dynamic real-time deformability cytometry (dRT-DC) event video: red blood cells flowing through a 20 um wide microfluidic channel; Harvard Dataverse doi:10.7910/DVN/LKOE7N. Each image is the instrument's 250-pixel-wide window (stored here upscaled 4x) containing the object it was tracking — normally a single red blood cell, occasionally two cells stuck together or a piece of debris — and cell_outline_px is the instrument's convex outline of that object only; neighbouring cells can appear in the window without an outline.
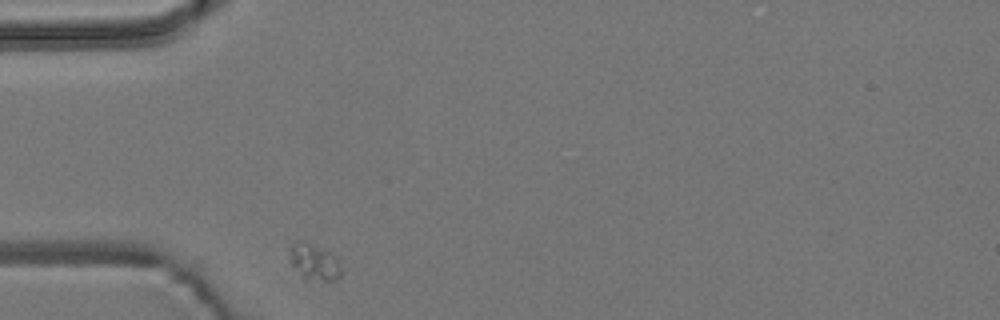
{"species": "common noctule bat (a hibernating species)", "species_latin": "Nyctalus noctula", "temperature_condition": "room temperature", "stored_images_in_passage": 32, "camera_frame_rate_fps": 3000, "um_per_image_px": 0.085, "animal": {"sex": "male", "body_mass_g": 19.2, "forearm_length_mm": 51.8}, "frame": {"image": 1, "passage_image": 1, "time_ms": 0.0, "image_size_px": [1000, 320], "cell_outline_px": [[340, 276], [336, 280], [304, 280], [292, 264], [288, 248], [296, 240], [304, 240], [328, 252], [340, 260]], "centroid_in_image_um": [26.68, 22.26], "position_along_channel_um": 58.3, "area_um2": 10.92}}